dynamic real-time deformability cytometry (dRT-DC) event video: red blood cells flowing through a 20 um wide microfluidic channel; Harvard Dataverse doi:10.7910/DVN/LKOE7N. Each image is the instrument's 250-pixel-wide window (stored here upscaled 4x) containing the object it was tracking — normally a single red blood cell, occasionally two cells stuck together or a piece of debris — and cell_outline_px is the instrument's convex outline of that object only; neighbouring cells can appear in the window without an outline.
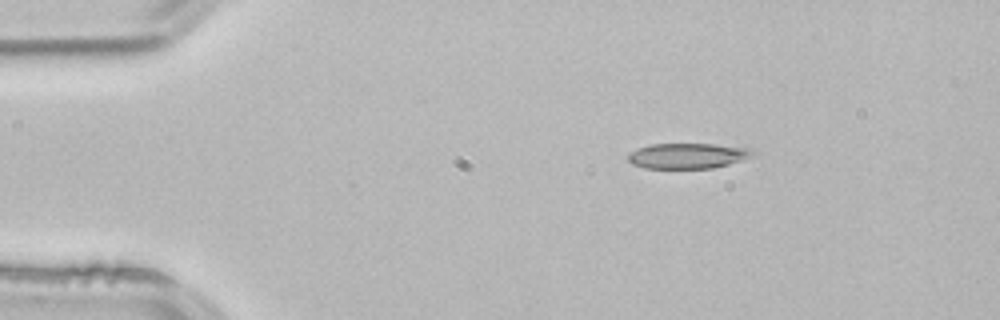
{"species": "common noctule bat (a hibernating species)", "species_latin": "Nyctalus noctula", "temperature_condition": "room temperature", "stored_images_in_passage": 2, "camera_frame_rate_fps": 3000, "um_per_image_px": 0.085, "animal": {"sex": "male", "body_mass_g": 21.5, "forearm_length_mm": 52.0}, "frame": {"image": 1, "passage_image": 1, "time_ms": 0.0, "image_size_px": [1000, 320], "cell_outline_px": [[756, 156], [744, 160], [712, 168], [644, 168], [632, 164], [628, 160], [628, 152], [636, 148], [652, 144], [712, 144], [756, 148]], "centroid_in_image_um": [58.52, 13.23], "position_along_channel_um": 26.5, "area_um2": 18.84}}